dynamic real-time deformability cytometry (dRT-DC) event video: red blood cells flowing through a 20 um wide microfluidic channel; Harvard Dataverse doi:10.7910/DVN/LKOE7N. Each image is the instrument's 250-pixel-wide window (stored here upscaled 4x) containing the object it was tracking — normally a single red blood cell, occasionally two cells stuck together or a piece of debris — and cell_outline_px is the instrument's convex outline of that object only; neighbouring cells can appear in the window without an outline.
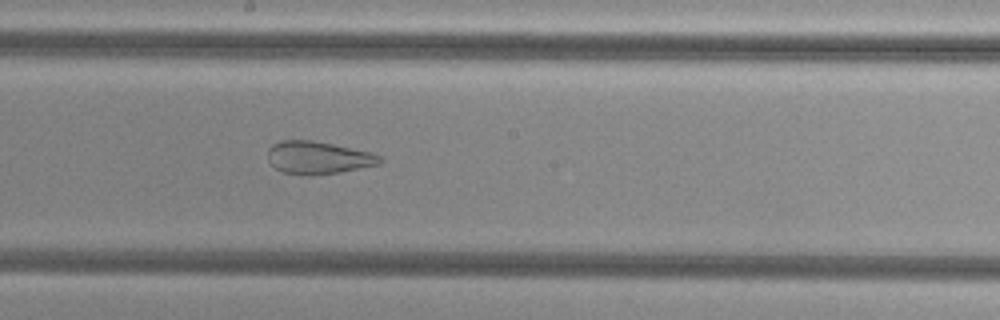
{"species": "common noctule bat (a hibernating species)", "species_latin": "Nyctalus noctula", "temperature_condition": "cold", "stored_images_in_passage": 34, "camera_frame_rate_fps": 3000, "um_per_image_px": 0.085, "animal": {"sex": "female", "body_mass_g": 29.2, "forearm_length_mm": 56.3}, "frame": {"image": 1, "passage_image": 29, "time_ms": 9.333, "image_size_px": [1000, 320], "cell_outline_px": [[384, 160], [380, 164], [340, 172], [312, 176], [308, 176], [284, 172], [276, 168], [268, 160], [268, 148], [272, 144], [280, 140], [312, 140], [372, 152], [384, 156]], "centroid_in_image_um": [27.08, 13.4], "position_along_channel_um": 221.1, "area_um2": 21.56}}
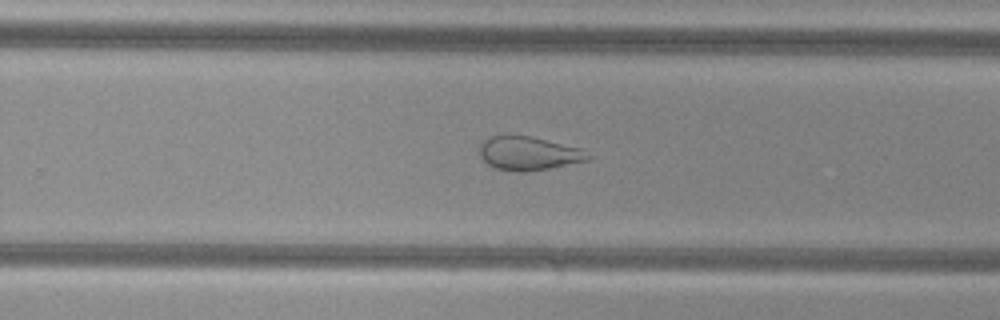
{"frame": {"image": 2, "passage_image": 34, "time_ms": 11.0, "image_size_px": [1000, 320], "cell_outline_px": [[592, 156], [588, 160], [548, 168], [524, 172], [516, 172], [496, 168], [488, 164], [480, 156], [480, 144], [488, 136], [532, 136], [580, 148]], "centroid_in_image_um": [44.92, 13.03], "position_along_channel_um": 284.9, "area_um2": 21.04}}